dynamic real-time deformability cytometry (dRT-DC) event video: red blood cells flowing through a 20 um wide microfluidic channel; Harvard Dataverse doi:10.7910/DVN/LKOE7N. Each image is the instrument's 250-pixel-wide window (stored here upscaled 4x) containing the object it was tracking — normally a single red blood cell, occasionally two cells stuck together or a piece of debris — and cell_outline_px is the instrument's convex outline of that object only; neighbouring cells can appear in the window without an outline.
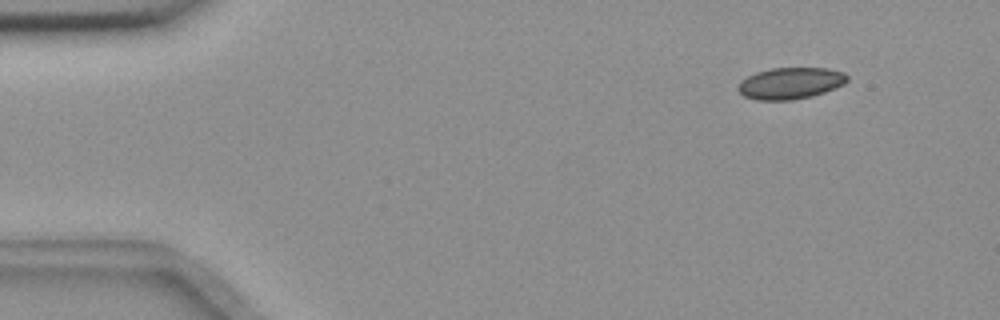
{"species": "common noctule bat (a hibernating species)", "species_latin": "Nyctalus noctula", "temperature_condition": "room temperature", "stored_images_in_passage": 6, "camera_frame_rate_fps": 3000, "um_per_image_px": 0.085, "animal": {"sex": "female", "body_mass_g": 18.4}, "frame": {"image": 1, "passage_image": 2, "time_ms": 0.333, "image_size_px": [1000, 320], "cell_outline_px": [[848, 80], [844, 84], [824, 92], [812, 96], [792, 100], [756, 100], [744, 96], [736, 88], [740, 80], [756, 72], [772, 68], [828, 68], [844, 72], [848, 76]], "centroid_in_image_um": [67.17, 7.07], "position_along_channel_um": 17.8, "area_um2": 20.17}}
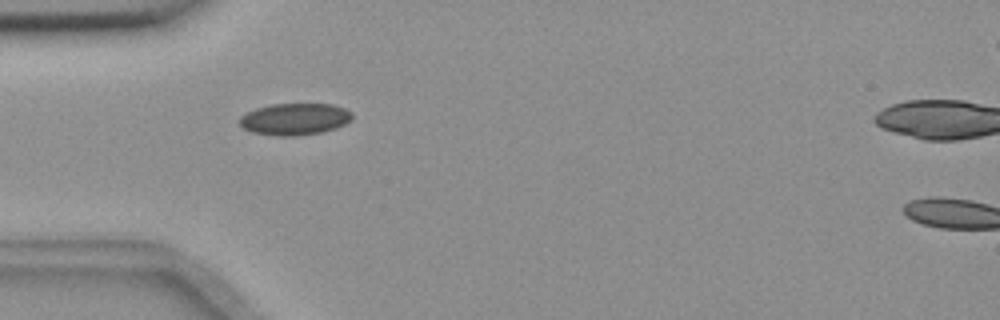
{"frame": {"image": 2, "passage_image": 5, "time_ms": 1.333, "image_size_px": [1000, 320], "cell_outline_px": [[352, 120], [336, 128], [320, 132], [296, 136], [276, 136], [252, 132], [244, 128], [240, 124], [240, 116], [256, 108], [272, 104], [332, 104], [344, 108], [352, 112]], "centroid_in_image_um": [25.06, 10.12], "position_along_channel_um": 59.9, "area_um2": 20.81}}